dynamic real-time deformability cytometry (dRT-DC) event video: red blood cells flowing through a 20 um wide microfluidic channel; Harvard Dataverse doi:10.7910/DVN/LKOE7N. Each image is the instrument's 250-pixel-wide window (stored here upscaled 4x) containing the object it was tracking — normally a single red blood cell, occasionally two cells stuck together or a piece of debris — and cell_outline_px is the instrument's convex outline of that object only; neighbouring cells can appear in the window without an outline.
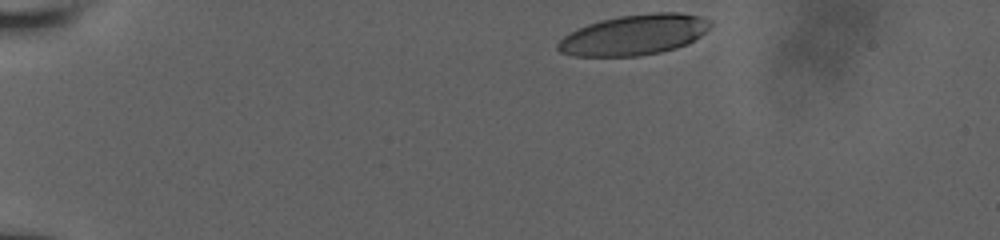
{"species": "human", "species_latin": "Homo sapiens", "temperature_condition": "room temperature", "stored_images_in_passage": 14, "camera_frame_rate_fps": 3000, "um_per_image_px": 0.085, "donor": {"sex": "male"}, "frame": {"image": 1, "passage_image": 1, "time_ms": 0.0, "image_size_px": [1000, 240], "cell_outline_px": [[712, 24], [700, 36], [688, 44], [676, 48], [660, 52], [640, 56], [572, 56], [560, 52], [556, 48], [556, 44], [564, 36], [576, 28], [600, 20], [620, 16], [656, 12], [680, 12], [700, 16], [712, 20]], "centroid_in_image_um": [53.9, 2.96], "position_along_channel_um": 31.1, "area_um2": 36.13}}
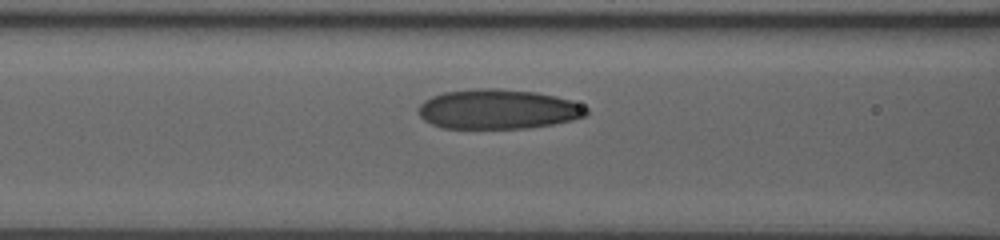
{"frame": {"image": 2, "passage_image": 10, "time_ms": 4.667, "image_size_px": [1000, 240], "cell_outline_px": [[588, 112], [584, 116], [572, 120], [552, 124], [528, 128], [444, 128], [432, 124], [424, 120], [420, 116], [420, 104], [424, 100], [432, 96], [444, 92], [480, 88], [496, 88], [536, 92], [556, 96], [572, 100], [588, 108]], "centroid_in_image_um": [42.35, 9.28], "position_along_channel_um": 124.3, "area_um2": 38.78}}
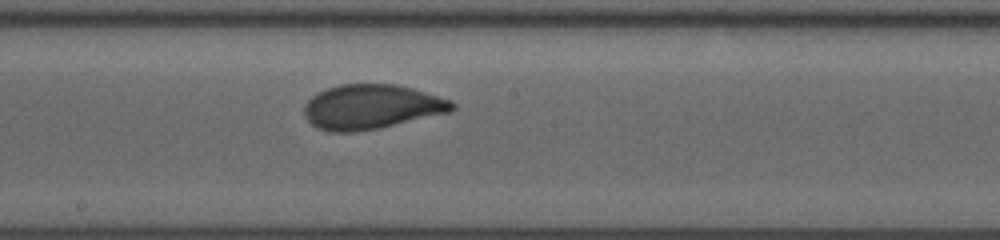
{"frame": {"image": 3, "passage_image": 14, "time_ms": 7.0, "image_size_px": [1000, 240], "cell_outline_px": [[456, 108], [448, 112], [376, 128], [352, 132], [332, 132], [316, 128], [304, 116], [304, 104], [312, 96], [328, 88], [340, 84], [396, 84], [412, 88], [452, 100], [456, 104]], "centroid_in_image_um": [31.55, 9.07], "position_along_channel_um": 216.7, "area_um2": 38.09}}